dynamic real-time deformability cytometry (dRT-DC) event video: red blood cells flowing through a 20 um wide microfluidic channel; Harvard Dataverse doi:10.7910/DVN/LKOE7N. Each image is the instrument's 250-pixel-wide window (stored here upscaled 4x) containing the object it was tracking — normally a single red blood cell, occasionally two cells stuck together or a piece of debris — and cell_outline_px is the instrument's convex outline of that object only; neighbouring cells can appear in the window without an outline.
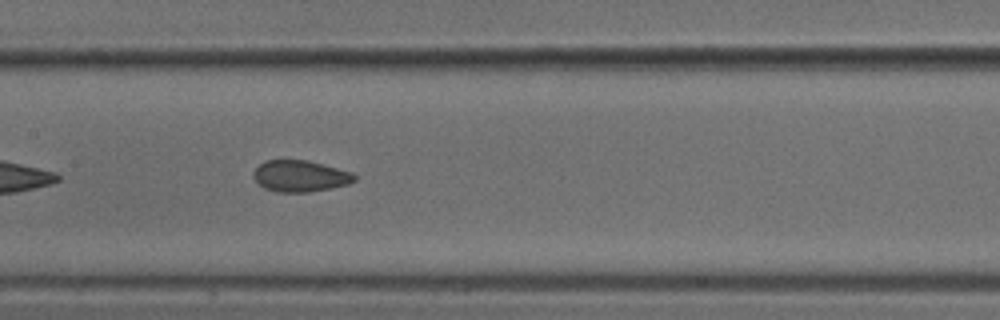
{"species": "common noctule bat (a hibernating species)", "species_latin": "Nyctalus noctula", "temperature_condition": "cold", "stored_images_in_passage": 19, "camera_frame_rate_fps": 3000, "um_per_image_px": 0.085, "animal": {"sex": "male", "body_mass_g": 18.8}, "frame": {"image": 1, "passage_image": 11, "time_ms": 3.333, "image_size_px": [1000, 320], "cell_outline_px": [[356, 180], [348, 184], [308, 192], [276, 192], [264, 188], [252, 176], [252, 172], [264, 160], [308, 160], [352, 172], [356, 176]], "centroid_in_image_um": [25.49, 14.96], "position_along_channel_um": 181.9, "area_um2": 18.44}}